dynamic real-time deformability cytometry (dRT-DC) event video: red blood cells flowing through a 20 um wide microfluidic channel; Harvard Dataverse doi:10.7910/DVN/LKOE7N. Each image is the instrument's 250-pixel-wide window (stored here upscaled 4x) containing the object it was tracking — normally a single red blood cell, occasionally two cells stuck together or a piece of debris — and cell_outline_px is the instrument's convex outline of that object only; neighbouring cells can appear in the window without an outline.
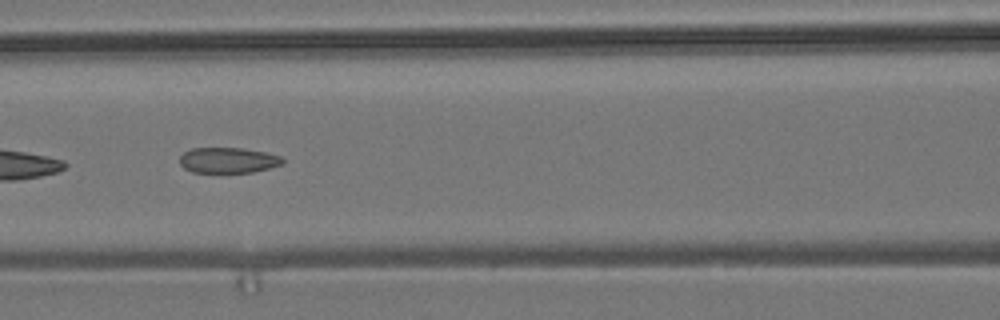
{"species": "common noctule bat (a hibernating species)", "species_latin": "Nyctalus noctula", "temperature_condition": "room temperature", "stored_images_in_passage": 10, "camera_frame_rate_fps": 3000, "um_per_image_px": 0.085, "animal": {"sex": "male", "body_mass_g": 19.2, "forearm_length_mm": 51.8}, "frame": {"image": 1, "passage_image": 7, "time_ms": 7.0, "image_size_px": [1000, 320], "cell_outline_px": [[284, 164], [252, 172], [192, 172], [184, 168], [180, 164], [180, 156], [184, 152], [192, 148], [244, 148], [264, 152], [280, 156], [284, 160]], "centroid_in_image_um": [19.38, 13.61], "position_along_channel_um": 147.2, "area_um2": 15.26}}
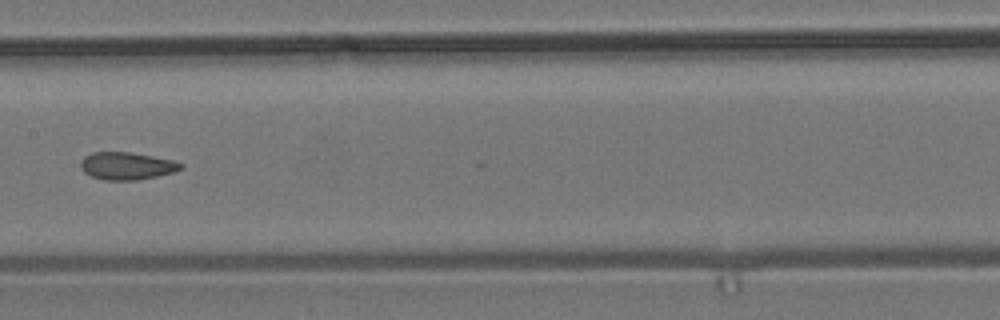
{"frame": {"image": 2, "passage_image": 8, "time_ms": 8.333, "image_size_px": [1000, 320], "cell_outline_px": [[184, 168], [172, 172], [156, 176], [136, 180], [104, 180], [92, 176], [84, 172], [80, 168], [80, 160], [84, 156], [92, 152], [128, 152], [152, 156], [172, 160], [184, 164]], "centroid_in_image_um": [10.75, 14.1], "position_along_channel_um": 196.7, "area_um2": 16.01}}
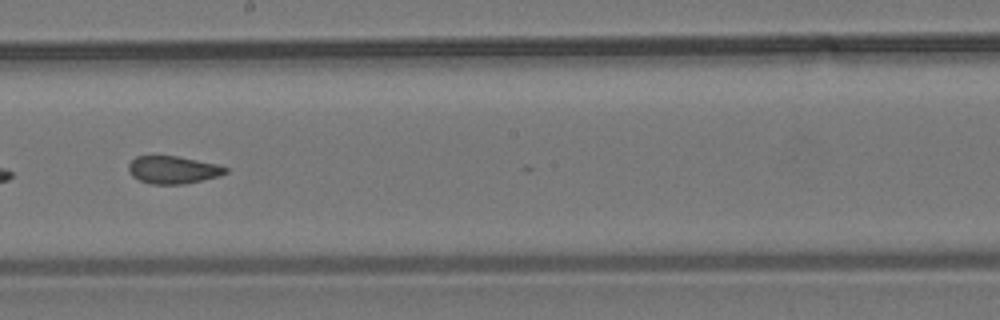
{"frame": {"image": 3, "passage_image": 9, "time_ms": 9.333, "image_size_px": [1000, 320], "cell_outline_px": [[228, 172], [220, 176], [184, 184], [152, 184], [140, 180], [132, 176], [128, 172], [128, 164], [136, 156], [176, 156], [216, 164], [228, 168]], "centroid_in_image_um": [14.7, 14.44], "position_along_channel_um": 233.5, "area_um2": 15.55}}